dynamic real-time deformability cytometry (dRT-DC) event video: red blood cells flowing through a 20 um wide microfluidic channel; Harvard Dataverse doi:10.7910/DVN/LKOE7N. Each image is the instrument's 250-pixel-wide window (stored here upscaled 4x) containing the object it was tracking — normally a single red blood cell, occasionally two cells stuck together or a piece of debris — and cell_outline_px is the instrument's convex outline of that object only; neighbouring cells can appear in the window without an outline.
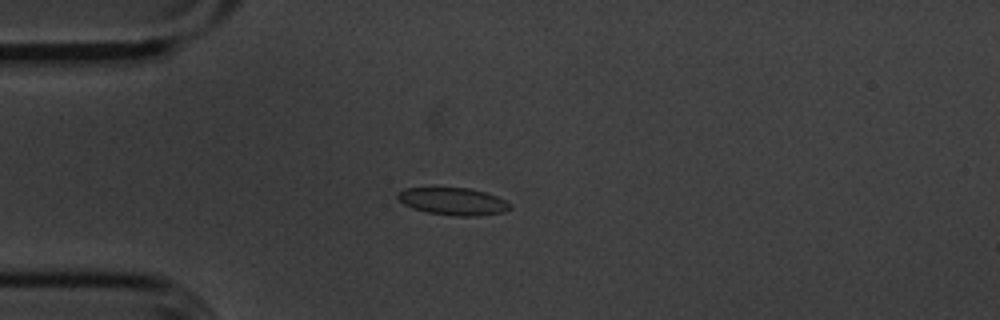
{"species": "common noctule bat (a hibernating species)", "species_latin": "Nyctalus noctula", "temperature_condition": "cold", "stored_images_in_passage": 51, "camera_frame_rate_fps": 3000, "um_per_image_px": 0.085, "animal": {"sex": "male", "body_mass_g": 20.1, "forearm_length_mm": 53.5}, "frame": {"image": 1, "passage_image": 14, "time_ms": 4.333, "image_size_px": [1000, 320], "cell_outline_px": [[512, 208], [504, 212], [476, 216], [460, 216], [424, 212], [412, 208], [404, 204], [396, 196], [396, 192], [404, 188], [432, 184], [468, 188], [484, 192], [496, 196], [512, 204]], "centroid_in_image_um": [38.42, 17.06], "position_along_channel_um": 46.6, "area_um2": 18.84}}
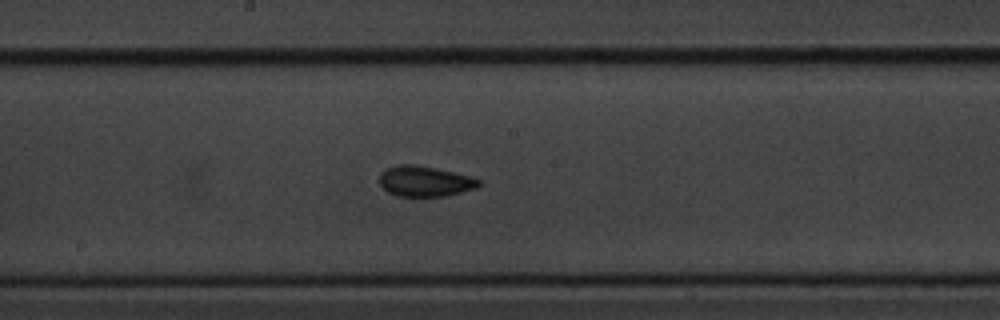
{"frame": {"image": 2, "passage_image": 29, "time_ms": 9.333, "image_size_px": [1000, 320], "cell_outline_px": [[480, 184], [476, 188], [444, 196], [396, 196], [388, 192], [380, 184], [380, 172], [388, 168], [400, 164], [412, 164], [452, 172], [468, 176], [480, 180]], "centroid_in_image_um": [36.07, 15.41], "position_along_channel_um": 212.1, "area_um2": 17.28}}
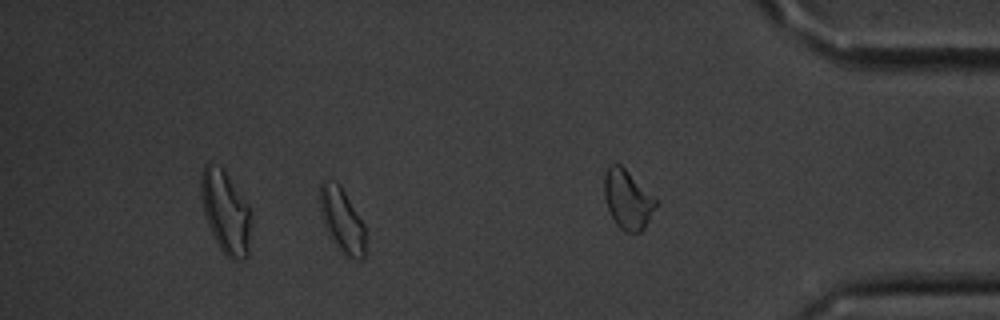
{"frame": {"image": 3, "passage_image": 44, "time_ms": 14.333, "image_size_px": [1000, 320], "cell_outline_px": [[364, 256], [360, 260], [356, 260], [340, 252], [332, 240], [328, 232], [320, 212], [320, 184], [324, 180], [336, 180], [340, 184], [364, 224]], "centroid_in_image_um": [29.06, 18.7], "position_along_channel_um": 406.1, "area_um2": 16.94}, "authors_computed_cell_mechanics": {"area_um2": 17.4556, "velocity_mm_per_s": 3.5991, "shape_relaxation_time_tau1_ms": 2.0193, "shape_relaxation_time_tau2_ms": 2.2217, "deformation_change_tau1": 0.0843, "deformation_change_tau2": 0.074}}